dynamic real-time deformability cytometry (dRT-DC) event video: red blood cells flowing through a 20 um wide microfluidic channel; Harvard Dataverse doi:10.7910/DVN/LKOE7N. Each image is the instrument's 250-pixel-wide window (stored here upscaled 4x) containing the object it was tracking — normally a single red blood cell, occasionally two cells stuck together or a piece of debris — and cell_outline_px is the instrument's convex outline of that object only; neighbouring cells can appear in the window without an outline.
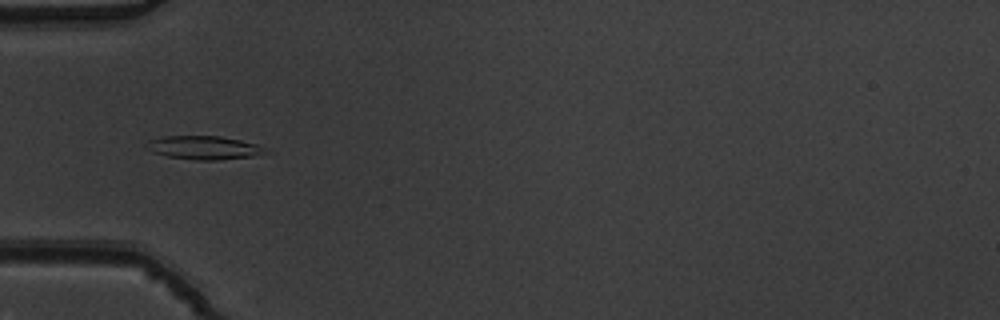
{"species": "common noctule bat (a hibernating species)", "species_latin": "Nyctalus noctula", "temperature_condition": "warm", "stored_images_in_passage": 52, "camera_frame_rate_fps": 3000, "um_per_image_px": 0.085, "animal": {"sex": "male", "body_mass_g": 19.5, "forearm_length_mm": 54.6}, "frame": {"image": 1, "passage_image": 17, "time_ms": 5.333, "image_size_px": [1000, 320], "cell_outline_px": [[268, 148], [264, 152], [252, 156], [216, 160], [196, 160], [168, 156], [152, 152], [144, 148], [148, 140], [164, 136], [220, 136], [240, 140], [256, 144]], "centroid_in_image_um": [17.27, 12.54], "position_along_channel_um": 67.7, "area_um2": 16.18}}
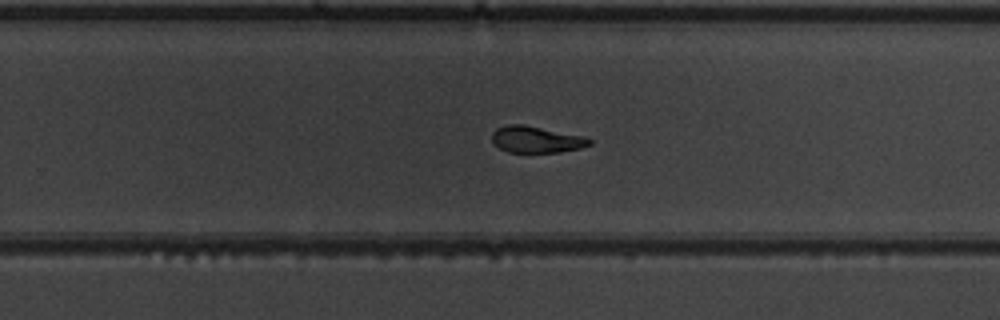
{"frame": {"image": 2, "passage_image": 34, "time_ms": 11.0, "image_size_px": [1000, 320], "cell_outline_px": [[592, 144], [580, 148], [560, 152], [508, 152], [500, 148], [492, 140], [492, 132], [496, 128], [508, 124], [524, 124], [584, 136], [592, 140]], "centroid_in_image_um": [45.59, 11.85], "position_along_channel_um": 284.2, "area_um2": 15.09}}
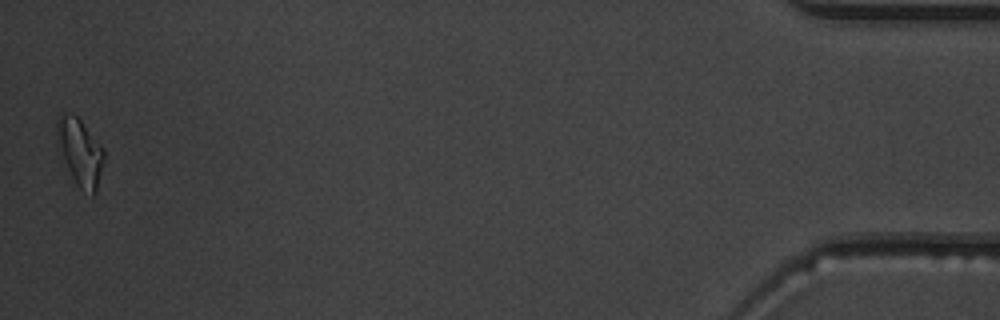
{"frame": {"image": 3, "passage_image": 52, "time_ms": 17.0, "image_size_px": [1000, 320], "cell_outline_px": [[104, 160], [96, 192], [92, 196], [80, 188], [76, 184], [68, 168], [56, 140], [56, 120], [60, 112], [72, 112], [80, 120], [104, 148]], "centroid_in_image_um": [6.8, 12.88], "position_along_channel_um": 428.4, "area_um2": 18.32}, "authors_computed_cell_mechanics": {"area_um2": 16.2996, "velocity_mm_per_s": 3.8434, "shape_relaxation_time_tau1_ms": 7.8933, "shape_relaxation_time_tau2_ms": 2.2668, "deformation_change_tau1": 0.2113, "deformation_change_tau2": 0.0772}}